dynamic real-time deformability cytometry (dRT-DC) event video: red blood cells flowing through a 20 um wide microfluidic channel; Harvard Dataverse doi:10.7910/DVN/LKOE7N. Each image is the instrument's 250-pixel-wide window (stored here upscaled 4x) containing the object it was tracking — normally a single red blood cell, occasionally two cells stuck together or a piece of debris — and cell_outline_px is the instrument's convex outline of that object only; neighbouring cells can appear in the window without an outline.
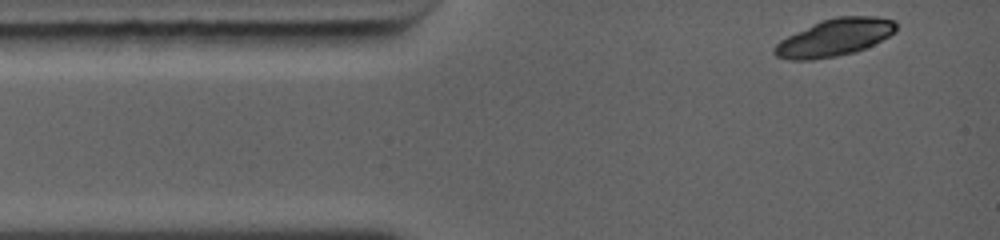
{"species": "common noctule bat (a hibernating species)", "species_latin": "Nyctalus noctula", "temperature_condition": "warm", "stored_images_in_passage": 2, "camera_frame_rate_fps": 5000, "um_per_image_px": 0.085, "animal": {"sex": "female", "body_mass_g": 19.0, "forearm_length_mm": 56.7}, "frame": {"image": 1, "passage_image": 1, "time_ms": 0.0, "image_size_px": [1000, 240], "cell_outline_px": [[896, 32], [864, 48], [852, 52], [836, 56], [812, 60], [788, 60], [776, 56], [772, 52], [772, 48], [780, 40], [820, 20], [836, 16], [876, 16], [896, 20]], "centroid_in_image_um": [70.91, 3.18], "position_along_channel_um": 14.1, "area_um2": 26.36}}